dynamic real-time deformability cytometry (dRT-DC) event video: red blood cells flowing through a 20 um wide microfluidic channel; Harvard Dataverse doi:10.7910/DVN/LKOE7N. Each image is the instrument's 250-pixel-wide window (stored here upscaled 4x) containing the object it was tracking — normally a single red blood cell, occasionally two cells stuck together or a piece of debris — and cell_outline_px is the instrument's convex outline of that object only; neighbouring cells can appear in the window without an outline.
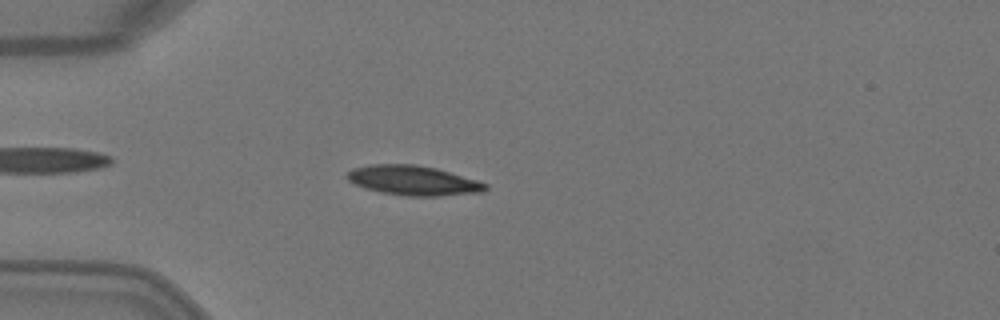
{"species": "Egyptian fruit bat (a non-hibernating species)", "species_latin": "Rousettus aegyptiacus", "temperature_condition": "warm", "stored_images_in_passage": 3, "camera_frame_rate_fps": 3000, "um_per_image_px": 0.085, "animal": {"sex": "female"}, "frame": {"image": 1, "passage_image": 2, "time_ms": 0.333, "image_size_px": [1000, 320], "cell_outline_px": [[488, 188], [484, 192], [440, 196], [408, 196], [380, 192], [356, 184], [348, 180], [344, 176], [352, 168], [372, 164], [416, 164], [436, 168], [476, 180], [488, 184]], "centroid_in_image_um": [35.13, 15.34], "position_along_channel_um": 49.9, "area_um2": 23.87}}